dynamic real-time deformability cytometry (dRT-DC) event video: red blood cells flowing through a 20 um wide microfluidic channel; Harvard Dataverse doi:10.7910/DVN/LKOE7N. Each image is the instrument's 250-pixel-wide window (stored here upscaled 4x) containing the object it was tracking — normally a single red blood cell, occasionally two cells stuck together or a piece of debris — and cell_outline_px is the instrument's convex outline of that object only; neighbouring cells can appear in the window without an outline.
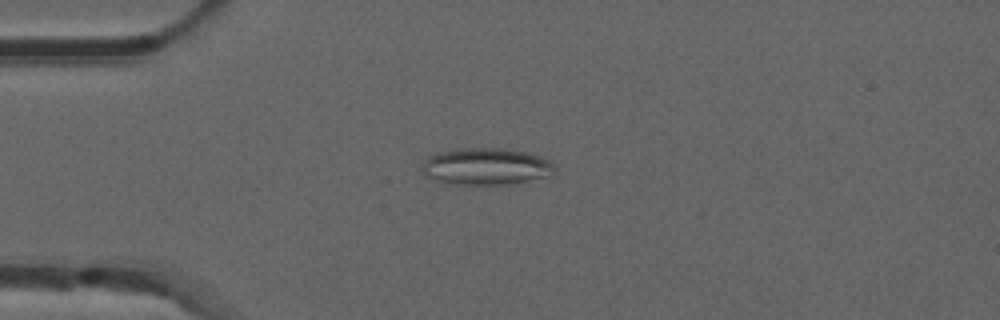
{"species": "common noctule bat (a hibernating species)", "species_latin": "Nyctalus noctula", "temperature_condition": "room temperature", "stored_images_in_passage": 23, "camera_frame_rate_fps": 3000, "um_per_image_px": 0.085, "animal": {"sex": "male", "forearm_length_mm": 52.5}, "frame": {"image": 1, "passage_image": 2, "time_ms": 0.333, "image_size_px": [1000, 320], "cell_outline_px": [[556, 176], [504, 184], [452, 184], [436, 180], [424, 176], [424, 164], [428, 156], [440, 152], [456, 148], [504, 148], [524, 152], [540, 156], [548, 160], [556, 168]], "centroid_in_image_um": [41.37, 14.15], "position_along_channel_um": 43.6, "area_um2": 28.5}}
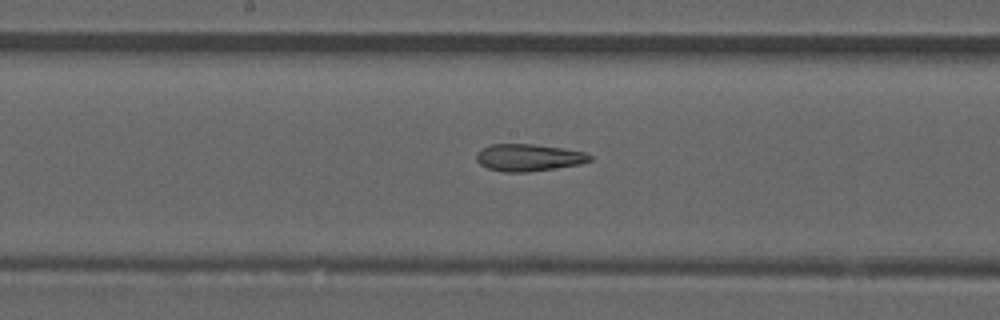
{"frame": {"image": 2, "passage_image": 16, "time_ms": 5.0, "image_size_px": [1000, 320], "cell_outline_px": [[592, 160], [580, 164], [528, 172], [504, 172], [488, 168], [480, 164], [476, 160], [476, 152], [492, 144], [532, 144], [560, 148], [584, 152], [592, 156]], "centroid_in_image_um": [44.91, 13.4], "position_along_channel_um": 203.3, "area_um2": 17.74}}
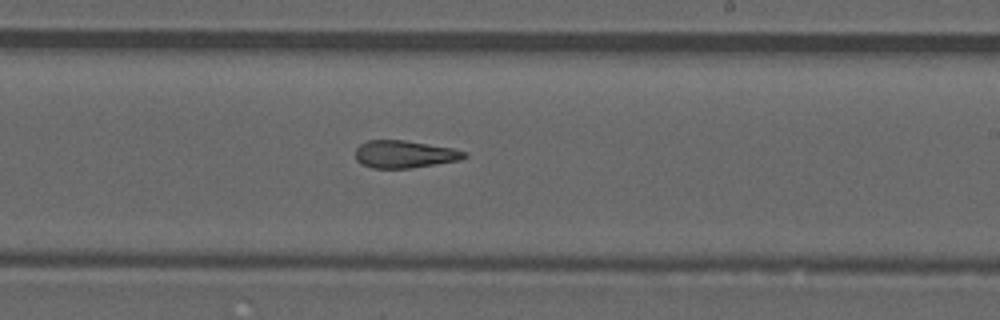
{"frame": {"image": 3, "passage_image": 20, "time_ms": 6.333, "image_size_px": [1000, 320], "cell_outline_px": [[468, 156], [460, 160], [408, 168], [372, 168], [360, 164], [356, 160], [356, 148], [360, 144], [368, 140], [404, 140], [452, 148], [468, 152]], "centroid_in_image_um": [34.37, 13.11], "position_along_channel_um": 254.6, "area_um2": 17.4}}